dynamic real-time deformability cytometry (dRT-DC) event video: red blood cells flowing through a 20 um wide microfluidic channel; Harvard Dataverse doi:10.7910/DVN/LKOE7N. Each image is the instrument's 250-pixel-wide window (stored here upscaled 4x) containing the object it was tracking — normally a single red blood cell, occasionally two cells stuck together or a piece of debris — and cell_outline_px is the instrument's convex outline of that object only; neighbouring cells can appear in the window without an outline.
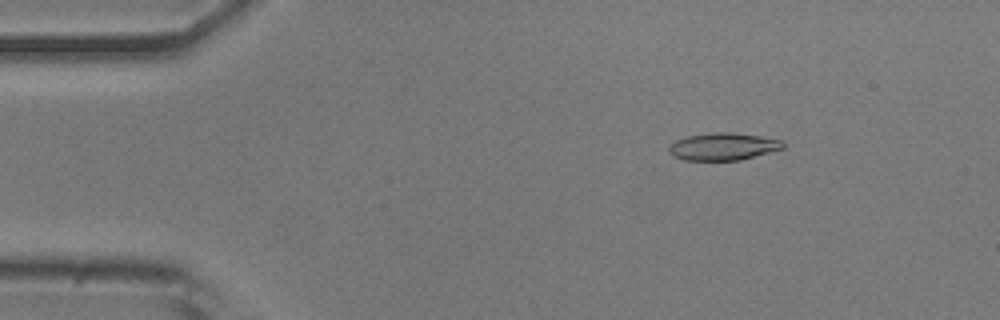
{"species": "common noctule bat (a hibernating species)", "species_latin": "Nyctalus noctula", "temperature_condition": "room temperature", "stored_images_in_passage": 52, "camera_frame_rate_fps": 3000, "um_per_image_px": 0.085, "animal": {"sex": "male", "body_mass_g": 20.5, "forearm_length_mm": 52.5}, "frame": {"image": 1, "passage_image": 8, "time_ms": 2.333, "image_size_px": [1000, 320], "cell_outline_px": [[784, 148], [740, 160], [684, 160], [672, 156], [668, 152], [668, 148], [676, 140], [688, 136], [716, 132], [732, 132], [760, 136], [784, 140]], "centroid_in_image_um": [61.47, 12.45], "position_along_channel_um": 23.5, "area_um2": 18.15}}
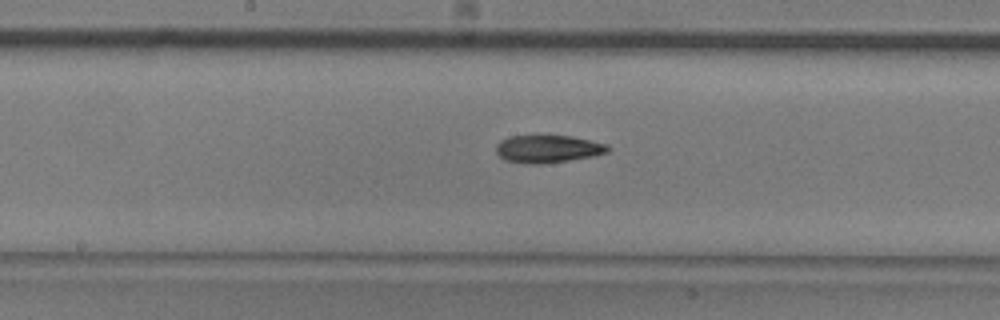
{"frame": {"image": 2, "passage_image": 27, "time_ms": 8.667, "image_size_px": [1000, 320], "cell_outline_px": [[612, 148], [608, 152], [592, 156], [568, 160], [540, 164], [528, 164], [504, 160], [496, 152], [496, 144], [500, 140], [512, 136], [536, 132], [572, 136], [608, 144]], "centroid_in_image_um": [46.55, 12.6], "position_along_channel_um": 201.7, "area_um2": 18.84}}
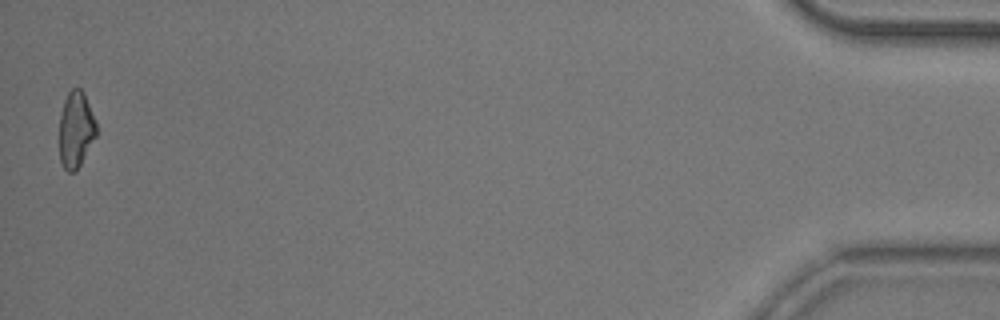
{"frame": {"image": 3, "passage_image": 52, "time_ms": 17.0, "image_size_px": [1000, 320], "cell_outline_px": [[96, 136], [76, 172], [68, 172], [64, 168], [60, 160], [60, 116], [64, 100], [68, 92], [72, 88], [80, 88], [84, 92], [96, 120]], "centroid_in_image_um": [6.46, 11.0], "position_along_channel_um": 428.7, "area_um2": 16.47}, "authors_computed_cell_mechanics": {"area_um2": 17.918, "velocity_mm_per_s": 3.8674, "shape_relaxation_time_tau1_ms": 5.6193, "shape_relaxation_time_tau2_ms": 5.2943, "deformation_change_tau1": 0.165, "deformation_change_tau2": 0.1474}}